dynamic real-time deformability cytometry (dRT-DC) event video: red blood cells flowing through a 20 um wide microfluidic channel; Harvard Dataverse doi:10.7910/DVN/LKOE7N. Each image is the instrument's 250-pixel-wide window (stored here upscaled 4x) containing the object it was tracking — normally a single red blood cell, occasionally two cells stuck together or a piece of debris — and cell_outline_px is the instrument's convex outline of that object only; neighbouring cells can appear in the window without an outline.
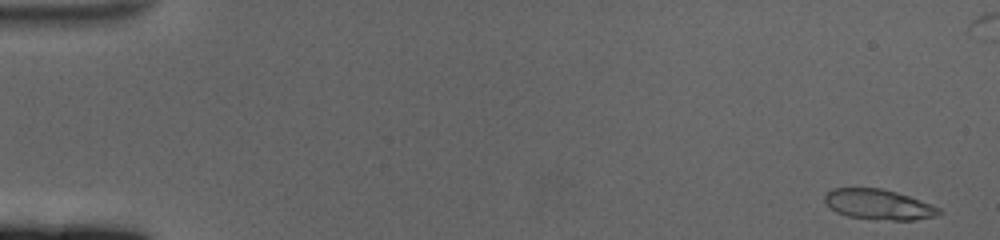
{"species": "human", "species_latin": "Homo sapiens", "temperature_condition": "cold", "stored_images_in_passage": 61, "camera_frame_rate_fps": 3000, "um_per_image_px": 0.085, "donor": {"sex": "female"}, "frame": {"image": 1, "passage_image": 1, "time_ms": 0.0, "image_size_px": [1000, 240], "cell_outline_px": [[944, 212], [936, 216], [916, 220], [892, 220], [848, 216], [836, 212], [824, 200], [824, 196], [832, 188], [880, 188], [896, 192], [908, 196], [940, 208]], "centroid_in_image_um": [74.7, 17.38], "position_along_channel_um": 10.3, "area_um2": 19.88}}
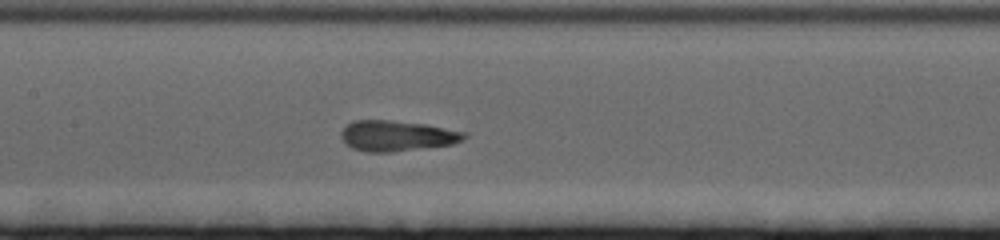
{"frame": {"image": 2, "passage_image": 29, "time_ms": 9.333, "image_size_px": [1000, 240], "cell_outline_px": [[468, 136], [464, 140], [452, 144], [392, 152], [364, 152], [352, 148], [344, 144], [340, 136], [340, 132], [352, 120], [388, 120], [424, 124], [468, 132]], "centroid_in_image_um": [33.72, 11.55], "position_along_channel_um": 173.7, "area_um2": 22.14}}
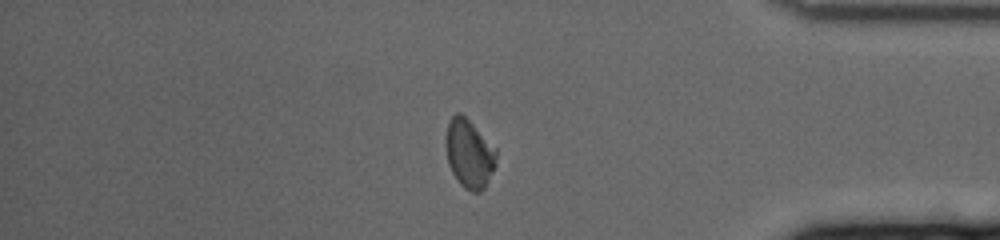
{"frame": {"image": 3, "passage_image": 51, "time_ms": 16.667, "image_size_px": [1000, 240], "cell_outline_px": [[496, 160], [484, 188], [480, 192], [472, 192], [464, 188], [460, 184], [452, 172], [448, 164], [444, 144], [444, 140], [448, 124], [452, 116], [456, 112], [460, 112], [496, 148]], "centroid_in_image_um": [39.84, 13.05], "position_along_channel_um": 395.4, "area_um2": 20.0}, "authors_computed_cell_mechanics": {"area_um2": 21.1548, "velocity_mm_per_s": 3.3471, "shape_relaxation_time_tau1_ms": 3.1689, "shape_relaxation_time_tau2_ms": 1.1752, "deformation_change_tau1": 0.1523, "deformation_change_tau2": 0.1135}}